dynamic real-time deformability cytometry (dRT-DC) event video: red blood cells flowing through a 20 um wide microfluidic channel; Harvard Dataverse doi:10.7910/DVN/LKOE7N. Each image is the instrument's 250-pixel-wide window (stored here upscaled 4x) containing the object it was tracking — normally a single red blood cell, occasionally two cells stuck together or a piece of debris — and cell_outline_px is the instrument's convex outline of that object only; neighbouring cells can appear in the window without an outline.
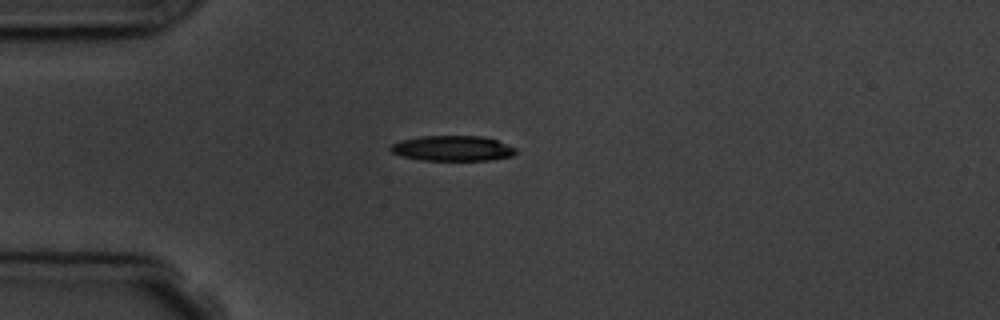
{"species": "common noctule bat (a hibernating species)", "species_latin": "Nyctalus noctula", "temperature_condition": "room temperature", "stored_images_in_passage": 6, "camera_frame_rate_fps": 3000, "um_per_image_px": 0.085, "animal": {"sex": "male", "body_mass_g": 19.5, "forearm_length_mm": 54.6}, "frame": {"image": 1, "passage_image": 3, "time_ms": 3.0, "image_size_px": [1000, 320], "cell_outline_px": [[516, 152], [512, 156], [492, 160], [424, 160], [400, 156], [392, 152], [388, 148], [392, 144], [400, 140], [420, 136], [480, 136], [496, 140], [516, 148]], "centroid_in_image_um": [38.44, 12.61], "position_along_channel_um": 46.6, "area_um2": 18.44}}
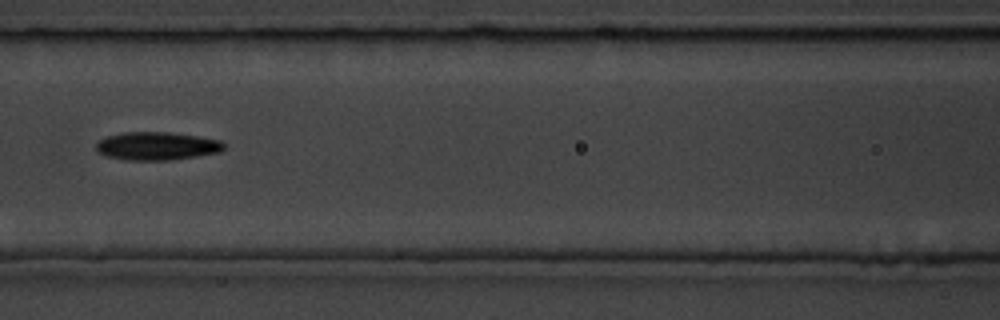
{"frame": {"image": 2, "passage_image": 6, "time_ms": 6.333, "image_size_px": [1000, 320], "cell_outline_px": [[224, 148], [220, 152], [196, 156], [168, 160], [124, 160], [108, 156], [96, 152], [96, 144], [100, 140], [108, 136], [120, 132], [168, 132], [196, 136], [220, 140], [224, 144]], "centroid_in_image_um": [13.3, 12.41], "position_along_channel_um": 153.3, "area_um2": 20.87}}